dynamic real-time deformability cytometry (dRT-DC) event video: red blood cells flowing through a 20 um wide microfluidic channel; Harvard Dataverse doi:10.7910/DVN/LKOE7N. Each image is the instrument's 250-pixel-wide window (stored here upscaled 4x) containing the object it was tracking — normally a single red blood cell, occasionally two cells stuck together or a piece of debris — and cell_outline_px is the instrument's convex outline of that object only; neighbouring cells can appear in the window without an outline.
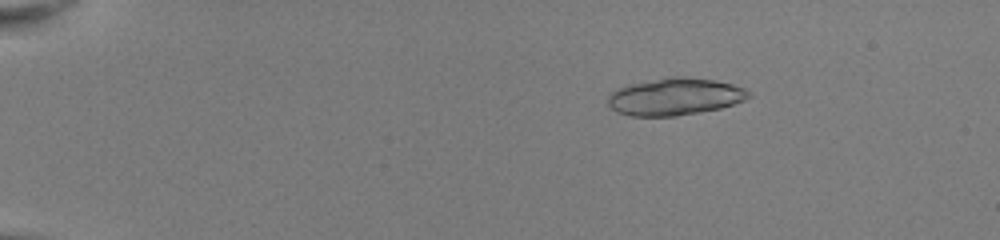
{"species": "common noctule bat (a hibernating species)", "species_latin": "Nyctalus noctula", "temperature_condition": "room temperature", "stored_images_in_passage": 23, "camera_frame_rate_fps": 3000, "um_per_image_px": 0.085, "animal": {"sex": "female", "body_mass_g": 22.0, "forearm_length_mm": 56.7}, "frame": {"image": 1, "passage_image": 10, "time_ms": 3.0, "image_size_px": [1000, 240], "cell_outline_px": [[752, 96], [744, 100], [720, 108], [676, 116], [628, 116], [616, 112], [608, 108], [608, 96], [612, 92], [628, 84], [668, 76], [684, 76], [712, 80], [732, 84], [744, 88], [752, 92]], "centroid_in_image_um": [57.34, 8.21], "position_along_channel_um": 27.7, "area_um2": 30.69}}